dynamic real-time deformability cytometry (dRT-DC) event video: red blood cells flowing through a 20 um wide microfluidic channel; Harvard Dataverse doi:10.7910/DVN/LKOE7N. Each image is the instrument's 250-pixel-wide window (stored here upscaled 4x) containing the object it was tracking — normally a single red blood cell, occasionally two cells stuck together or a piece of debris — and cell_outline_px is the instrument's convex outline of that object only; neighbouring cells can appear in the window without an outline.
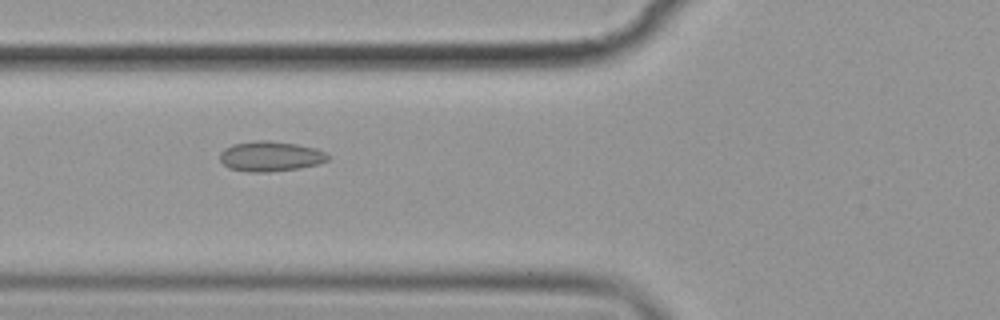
{"species": "common noctule bat (a hibernating species)", "species_latin": "Nyctalus noctula", "temperature_condition": "cold", "stored_images_in_passage": 9, "camera_frame_rate_fps": 3000, "um_per_image_px": 0.085, "animal": {"sex": "female", "body_mass_g": 19.9}, "frame": {"image": 1, "passage_image": 7, "time_ms": 7.0, "image_size_px": [1000, 320], "cell_outline_px": [[328, 160], [316, 164], [300, 168], [268, 172], [252, 172], [228, 168], [220, 160], [220, 152], [224, 148], [232, 144], [256, 140], [268, 140], [296, 144], [316, 148], [324, 152], [328, 156]], "centroid_in_image_um": [22.95, 13.28], "position_along_channel_um": 102.8, "area_um2": 18.9}}
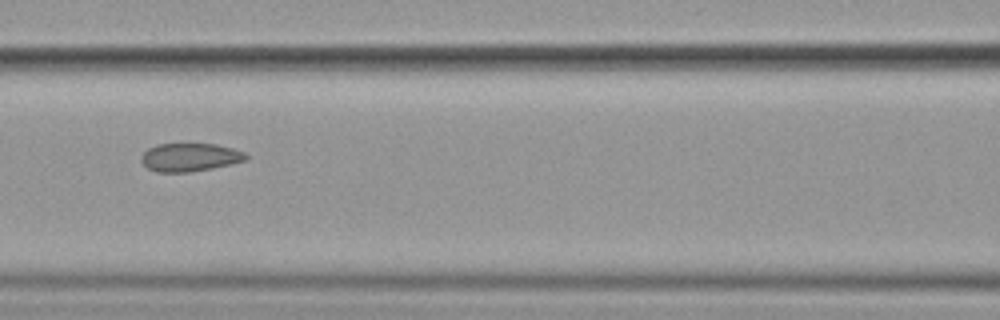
{"frame": {"image": 2, "passage_image": 8, "time_ms": 8.333, "image_size_px": [1000, 320], "cell_outline_px": [[248, 156], [244, 160], [232, 164], [212, 168], [188, 172], [156, 172], [148, 168], [140, 160], [140, 156], [148, 148], [156, 144], [216, 144], [232, 148], [244, 152]], "centroid_in_image_um": [16.11, 13.36], "position_along_channel_um": 150.5, "area_um2": 17.17}}
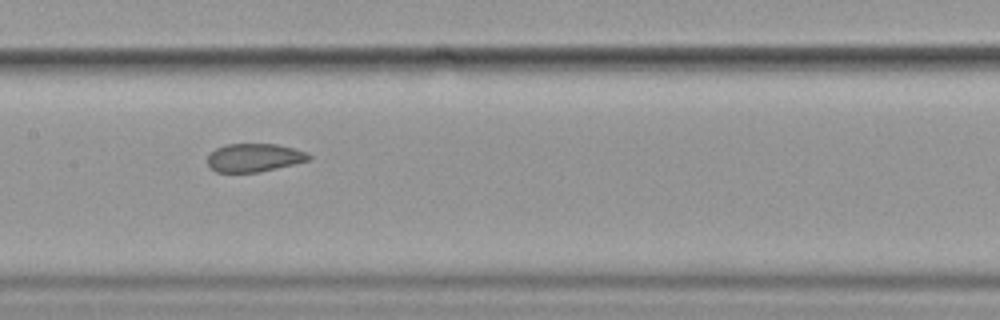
{"frame": {"image": 3, "passage_image": 9, "time_ms": 9.333, "image_size_px": [1000, 320], "cell_outline_px": [[312, 156], [308, 160], [260, 172], [216, 172], [208, 164], [208, 156], [216, 148], [228, 144], [276, 144], [308, 152]], "centroid_in_image_um": [21.61, 13.4], "position_along_channel_um": 185.8, "area_um2": 16.47}}